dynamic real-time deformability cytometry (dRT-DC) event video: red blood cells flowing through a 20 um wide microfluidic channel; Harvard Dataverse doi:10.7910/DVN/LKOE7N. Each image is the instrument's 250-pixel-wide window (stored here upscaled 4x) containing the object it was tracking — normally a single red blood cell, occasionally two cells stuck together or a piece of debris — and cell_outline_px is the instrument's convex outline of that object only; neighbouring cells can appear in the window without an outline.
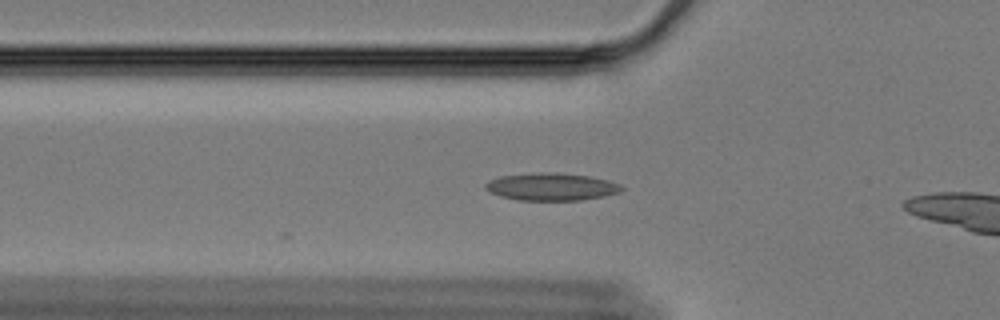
{"species": "Egyptian fruit bat (a non-hibernating species)", "species_latin": "Rousettus aegyptiacus", "temperature_condition": "cold", "stored_images_in_passage": 4, "camera_frame_rate_fps": 3000, "um_per_image_px": 0.085, "animal": {"sex": "female"}, "frame": {"image": 1, "passage_image": 4, "time_ms": 1.0, "image_size_px": [1000, 320], "cell_outline_px": [[624, 188], [620, 192], [604, 196], [580, 200], [520, 200], [500, 196], [484, 188], [484, 184], [488, 180], [500, 176], [540, 172], [556, 172], [588, 176], [608, 180], [620, 184]], "centroid_in_image_um": [46.86, 15.87], "position_along_channel_um": 78.9, "area_um2": 21.79}}